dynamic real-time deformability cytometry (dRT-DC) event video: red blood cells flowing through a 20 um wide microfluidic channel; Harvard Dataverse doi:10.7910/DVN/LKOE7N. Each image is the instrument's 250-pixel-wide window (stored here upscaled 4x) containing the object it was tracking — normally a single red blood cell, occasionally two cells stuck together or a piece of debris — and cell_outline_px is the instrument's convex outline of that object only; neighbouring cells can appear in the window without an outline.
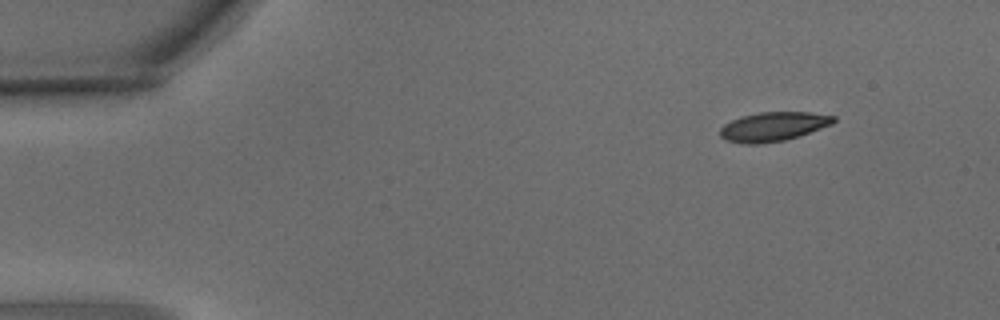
{"species": "common noctule bat (a hibernating species)", "species_latin": "Nyctalus noctula", "temperature_condition": "warm", "stored_images_in_passage": 4, "camera_frame_rate_fps": 3000, "um_per_image_px": 0.085, "animal": {"sex": "male", "body_mass_g": 15.6}, "frame": {"image": 1, "passage_image": 1, "time_ms": 0.0, "image_size_px": [1000, 320], "cell_outline_px": [[836, 120], [832, 124], [784, 140], [756, 144], [744, 144], [724, 140], [720, 136], [720, 128], [724, 124], [740, 116], [760, 112], [812, 112], [836, 116]], "centroid_in_image_um": [65.69, 10.75], "position_along_channel_um": 19.3, "area_um2": 19.19}}